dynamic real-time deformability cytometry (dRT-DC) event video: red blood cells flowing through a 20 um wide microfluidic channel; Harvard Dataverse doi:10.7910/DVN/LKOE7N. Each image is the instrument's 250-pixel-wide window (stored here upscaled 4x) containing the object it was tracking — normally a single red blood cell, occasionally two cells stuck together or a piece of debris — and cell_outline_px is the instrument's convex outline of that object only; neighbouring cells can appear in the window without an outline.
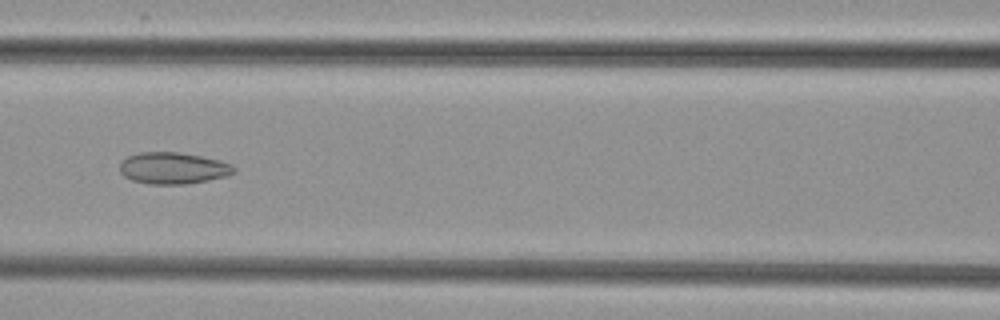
{"species": "common noctule bat (a hibernating species)", "species_latin": "Nyctalus noctula", "temperature_condition": "cold", "stored_images_in_passage": 5, "camera_frame_rate_fps": 3000, "um_per_image_px": 0.085, "animal": {"sex": "female", "body_mass_g": 29.2, "forearm_length_mm": 56.3}, "frame": {"image": 1, "passage_image": 5, "time_ms": 4.667, "image_size_px": [1000, 320], "cell_outline_px": [[236, 172], [228, 176], [188, 184], [148, 184], [132, 180], [124, 176], [120, 172], [120, 164], [128, 156], [140, 152], [176, 152], [200, 156], [220, 160], [232, 164], [236, 168]], "centroid_in_image_um": [14.74, 14.3], "position_along_channel_um": 151.9, "area_um2": 21.1}}